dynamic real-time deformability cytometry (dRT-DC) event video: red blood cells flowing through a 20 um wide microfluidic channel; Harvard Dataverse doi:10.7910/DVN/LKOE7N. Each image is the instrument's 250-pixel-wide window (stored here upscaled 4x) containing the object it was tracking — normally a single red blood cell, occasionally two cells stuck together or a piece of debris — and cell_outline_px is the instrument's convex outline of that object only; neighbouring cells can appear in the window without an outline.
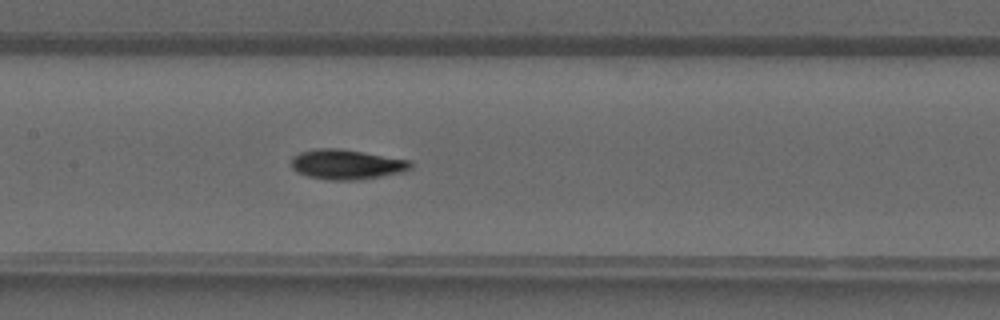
{"species": "common noctule bat (a hibernating species)", "species_latin": "Nyctalus noctula", "temperature_condition": "warm", "stored_images_in_passage": 31, "camera_frame_rate_fps": 3000, "um_per_image_px": 0.085, "animal": {"sex": "male", "forearm_length_mm": 52.5}, "frame": {"image": 1, "passage_image": 11, "time_ms": 3.333, "image_size_px": [1000, 320], "cell_outline_px": [[412, 168], [404, 172], [356, 180], [328, 180], [308, 176], [296, 172], [292, 168], [292, 156], [300, 152], [316, 148], [340, 148], [412, 160]], "centroid_in_image_um": [29.47, 13.97], "position_along_channel_um": 177.9, "area_um2": 20.98}}
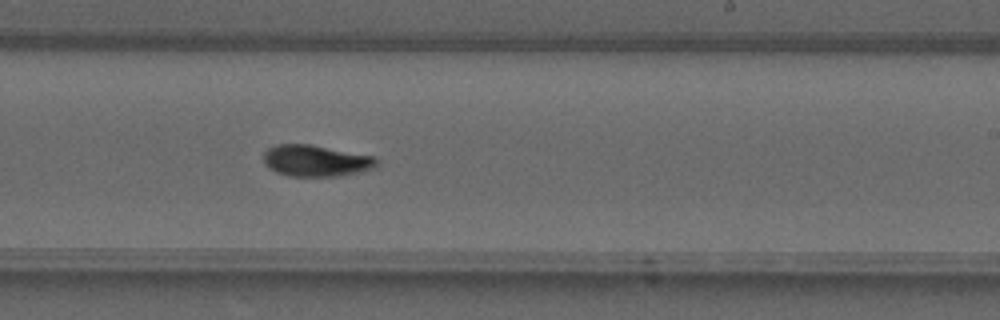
{"frame": {"image": 2, "passage_image": 16, "time_ms": 5.0, "image_size_px": [1000, 320], "cell_outline_px": [[380, 164], [376, 168], [360, 172], [340, 176], [288, 176], [276, 172], [264, 164], [264, 152], [268, 148], [276, 144], [312, 144], [376, 156], [380, 160]], "centroid_in_image_um": [26.92, 13.66], "position_along_channel_um": 262.1, "area_um2": 21.21}}
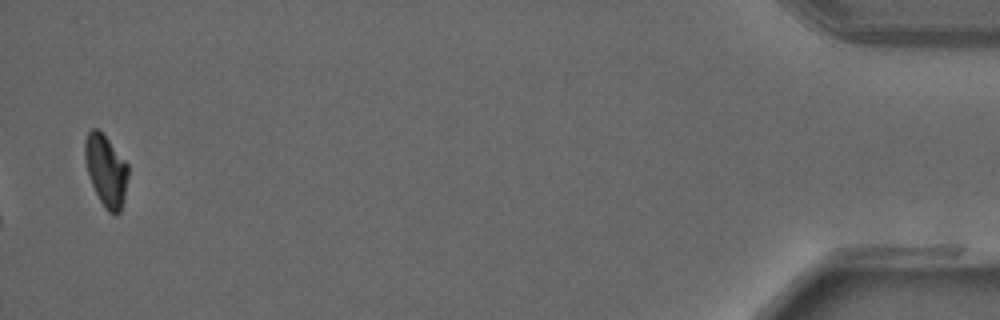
{"frame": {"image": 3, "passage_image": 31, "time_ms": 10.0, "image_size_px": [1000, 320], "cell_outline_px": [[128, 176], [124, 196], [120, 212], [116, 216], [108, 212], [104, 208], [88, 176], [84, 160], [84, 140], [88, 132], [92, 128], [96, 128], [108, 140], [128, 164]], "centroid_in_image_um": [8.99, 14.51], "position_along_channel_um": 426.2, "area_um2": 17.98}}